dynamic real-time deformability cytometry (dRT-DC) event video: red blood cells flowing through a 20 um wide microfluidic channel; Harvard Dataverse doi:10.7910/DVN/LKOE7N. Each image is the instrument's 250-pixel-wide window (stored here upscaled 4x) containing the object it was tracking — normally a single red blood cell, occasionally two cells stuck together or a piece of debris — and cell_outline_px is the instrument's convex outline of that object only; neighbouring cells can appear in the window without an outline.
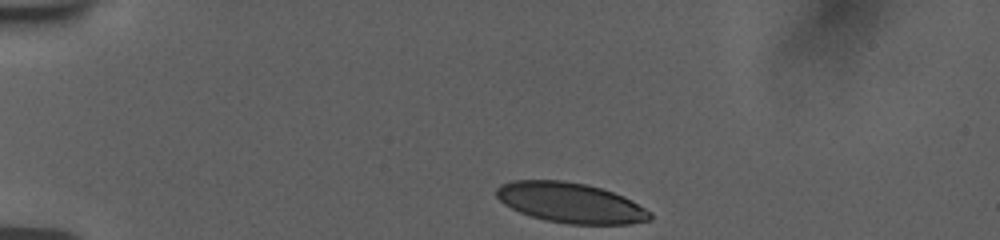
{"species": "human", "species_latin": "Homo sapiens", "temperature_condition": "room temperature", "stored_images_in_passage": 22, "camera_frame_rate_fps": 3000, "um_per_image_px": 0.085, "donor": {"sex": "female"}, "frame": {"image": 1, "passage_image": 1, "time_ms": 0.0, "image_size_px": [1000, 240], "cell_outline_px": [[652, 220], [628, 224], [568, 224], [544, 220], [520, 212], [504, 204], [496, 196], [496, 188], [500, 184], [512, 180], [564, 180], [588, 184], [624, 196], [632, 200], [652, 212]], "centroid_in_image_um": [48.51, 17.23], "position_along_channel_um": 36.5, "area_um2": 36.18}}
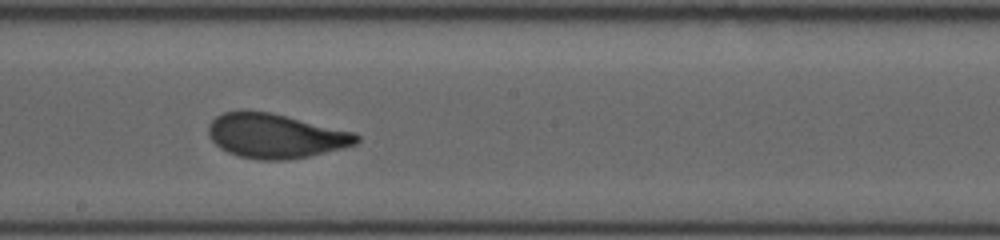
{"frame": {"image": 2, "passage_image": 10, "time_ms": 6.667, "image_size_px": [1000, 240], "cell_outline_px": [[360, 140], [356, 144], [344, 148], [308, 156], [288, 160], [256, 160], [236, 156], [220, 148], [208, 136], [208, 124], [216, 116], [224, 112], [272, 112], [356, 132], [360, 136]], "centroid_in_image_um": [23.44, 11.56], "position_along_channel_um": 224.8, "area_um2": 38.55}}
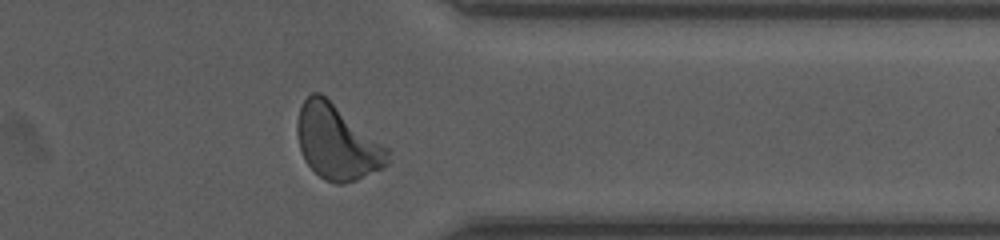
{"frame": {"image": 3, "passage_image": 18, "time_ms": 11.0, "image_size_px": [1000, 240], "cell_outline_px": [[388, 164], [356, 180], [344, 184], [336, 184], [324, 180], [304, 160], [300, 148], [296, 132], [296, 120], [300, 108], [304, 100], [312, 92], [320, 92], [388, 148]], "centroid_in_image_um": [28.61, 12.09], "position_along_channel_um": 382.8, "area_um2": 38.9}, "authors_computed_cell_mechanics": {"area_um2": 37.7434, "velocity_mm_per_s": 3.7245, "shape_relaxation_time_tau1_ms": 2.8256, "shape_relaxation_time_tau2_ms": null, "deformation_change_tau1": 0.1263, "deformation_change_tau2": null}}